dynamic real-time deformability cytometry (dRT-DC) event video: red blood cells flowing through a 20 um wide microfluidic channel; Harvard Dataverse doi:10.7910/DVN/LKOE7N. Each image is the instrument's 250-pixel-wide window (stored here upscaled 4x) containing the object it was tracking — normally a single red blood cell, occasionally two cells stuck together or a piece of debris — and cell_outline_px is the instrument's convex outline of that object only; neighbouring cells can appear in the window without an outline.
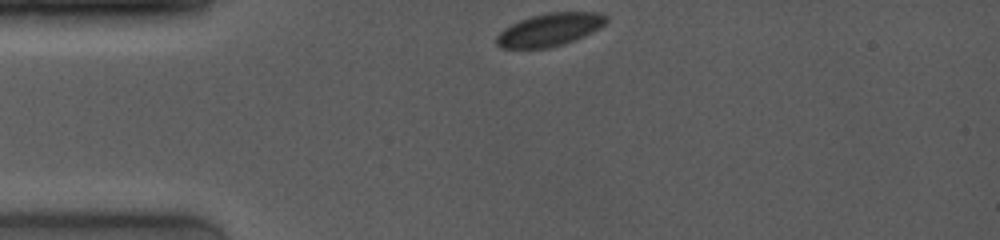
{"species": "common noctule bat (a hibernating species)", "species_latin": "Nyctalus noctula", "temperature_condition": "room temperature", "stored_images_in_passage": 17, "camera_frame_rate_fps": 4000, "um_per_image_px": 0.085, "animal": {"sex": "female", "body_mass_g": 19.0, "forearm_length_mm": 53.3}, "frame": {"image": 1, "passage_image": 1, "time_ms": 0.0, "image_size_px": [1000, 240], "cell_outline_px": [[608, 20], [600, 28], [576, 40], [552, 48], [500, 48], [496, 44], [496, 36], [504, 28], [520, 20], [532, 16], [548, 12], [600, 12], [608, 16]], "centroid_in_image_um": [46.74, 2.52], "position_along_channel_um": 38.3, "area_um2": 21.15}}
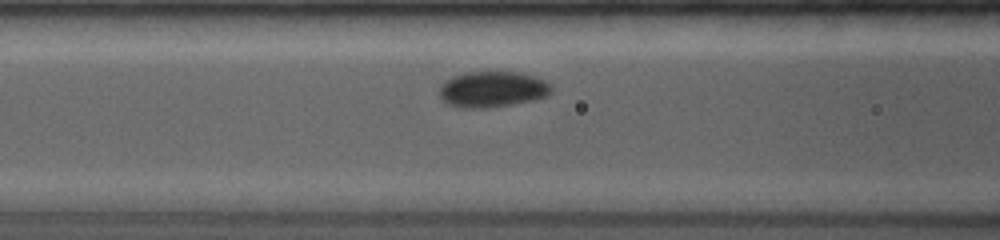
{"frame": {"image": 2, "passage_image": 8, "time_ms": 3.0, "image_size_px": [1000, 240], "cell_outline_px": [[552, 92], [548, 96], [536, 100], [488, 108], [460, 108], [444, 104], [440, 100], [440, 84], [452, 76], [464, 72], [520, 72], [536, 76], [552, 84]], "centroid_in_image_um": [41.85, 7.6], "position_along_channel_um": 124.7, "area_um2": 24.04}}
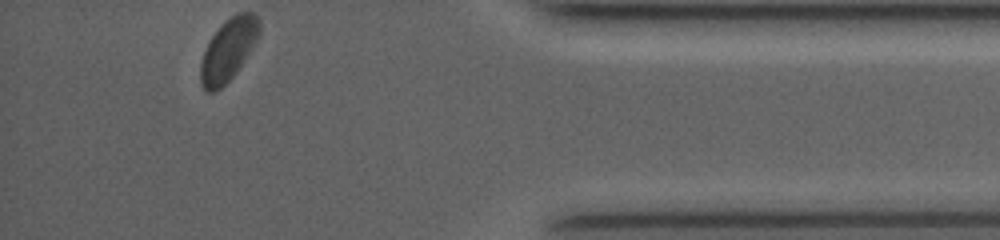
{"frame": {"image": 3, "passage_image": 17, "time_ms": 11.0, "image_size_px": [1000, 240], "cell_outline_px": [[260, 36], [256, 44], [236, 72], [216, 92], [208, 92], [200, 84], [200, 64], [204, 52], [212, 36], [236, 12], [252, 12], [260, 20]], "centroid_in_image_um": [19.44, 4.24], "position_along_channel_um": 415.8, "area_um2": 21.1}, "authors_computed_cell_mechanics": {"area_um2": 22.5998, "velocity_mm_per_s": 3.9377, "shape_relaxation_time_tau1_ms": 1.286, "shape_relaxation_time_tau2_ms": null, "deformation_change_tau1": 0.042, "deformation_change_tau2": null}}